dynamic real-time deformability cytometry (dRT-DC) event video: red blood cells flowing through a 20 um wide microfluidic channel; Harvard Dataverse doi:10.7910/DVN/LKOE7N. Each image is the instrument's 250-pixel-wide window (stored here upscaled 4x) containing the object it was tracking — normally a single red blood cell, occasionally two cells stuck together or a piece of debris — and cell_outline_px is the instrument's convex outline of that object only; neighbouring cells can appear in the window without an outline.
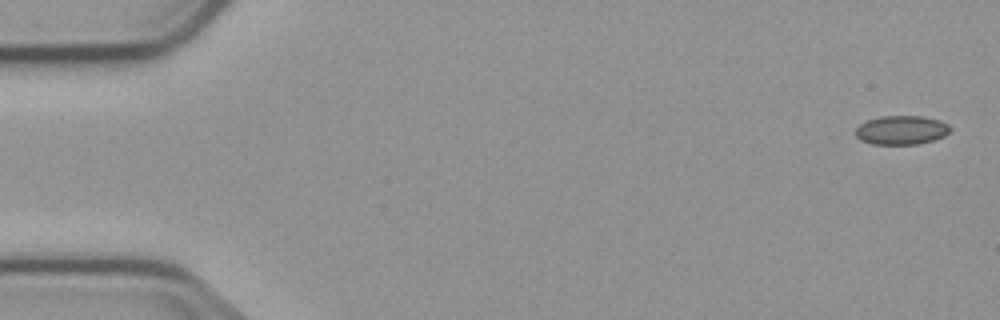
{"species": "common noctule bat (a hibernating species)", "species_latin": "Nyctalus noctula", "temperature_condition": "cold", "stored_images_in_passage": 4, "camera_frame_rate_fps": 3000, "um_per_image_px": 0.085, "animal": {"sex": "male", "body_mass_g": 23.1, "forearm_length_mm": 52.7}, "frame": {"image": 1, "passage_image": 1, "time_ms": 0.0, "image_size_px": [1000, 320], "cell_outline_px": [[952, 128], [944, 136], [932, 140], [916, 144], [872, 144], [860, 140], [856, 136], [856, 128], [860, 124], [868, 120], [880, 116], [920, 116], [940, 120], [948, 124]], "centroid_in_image_um": [76.61, 11.05], "position_along_channel_um": 8.4, "area_um2": 15.9}}
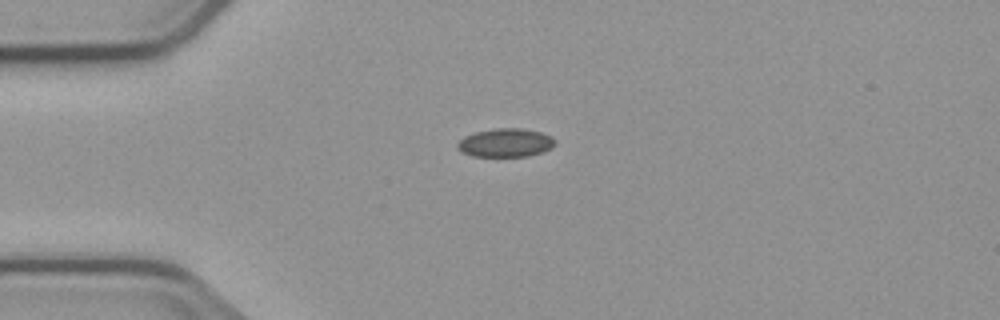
{"frame": {"image": 2, "passage_image": 4, "time_ms": 4.0, "image_size_px": [1000, 320], "cell_outline_px": [[556, 144], [552, 148], [528, 156], [472, 156], [460, 152], [456, 148], [456, 144], [464, 136], [476, 132], [496, 128], [524, 128], [540, 132], [552, 136], [556, 140]], "centroid_in_image_um": [42.97, 12.13], "position_along_channel_um": 42.0, "area_um2": 16.36}}